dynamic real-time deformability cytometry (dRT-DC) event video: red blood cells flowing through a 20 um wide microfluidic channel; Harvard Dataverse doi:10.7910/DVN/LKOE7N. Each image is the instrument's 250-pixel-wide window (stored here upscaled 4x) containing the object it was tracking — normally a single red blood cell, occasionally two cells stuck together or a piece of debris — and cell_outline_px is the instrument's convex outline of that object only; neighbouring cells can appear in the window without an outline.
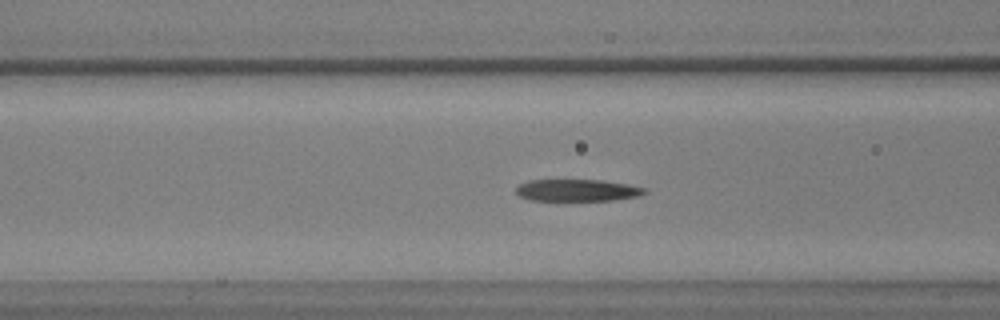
{"species": "common noctule bat (a hibernating species)", "species_latin": "Nyctalus noctula", "temperature_condition": "warm", "stored_images_in_passage": 59, "camera_frame_rate_fps": 3000, "um_per_image_px": 0.085, "animal": {"sex": "male", "body_mass_g": 17.9, "forearm_length_mm": 54.2}, "frame": {"image": 1, "passage_image": 23, "time_ms": 7.333, "image_size_px": [1000, 320], "cell_outline_px": [[648, 192], [640, 196], [612, 200], [528, 200], [520, 196], [516, 192], [516, 188], [520, 184], [528, 180], [604, 180], [628, 184], [648, 188]], "centroid_in_image_um": [49.12, 16.17], "position_along_channel_um": 117.5, "area_um2": 16.53}}
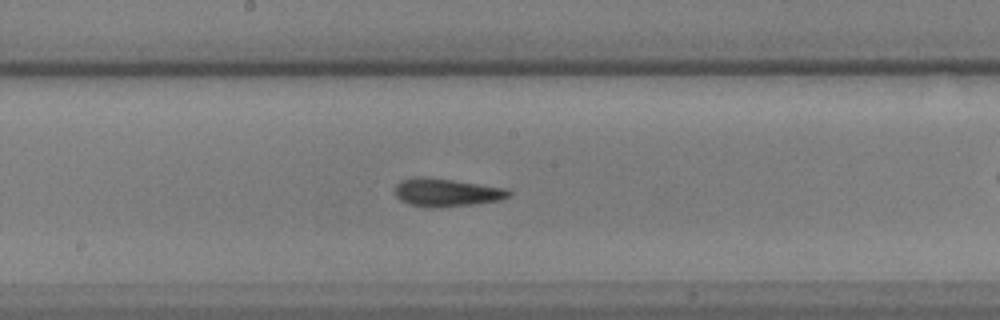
{"frame": {"image": 2, "passage_image": 31, "time_ms": 10.0, "image_size_px": [1000, 320], "cell_outline_px": [[512, 196], [500, 200], [472, 204], [440, 208], [432, 208], [408, 204], [400, 200], [396, 196], [396, 184], [400, 180], [412, 176], [428, 176], [508, 188], [512, 192]], "centroid_in_image_um": [37.96, 16.34], "position_along_channel_um": 210.2, "area_um2": 19.07}}
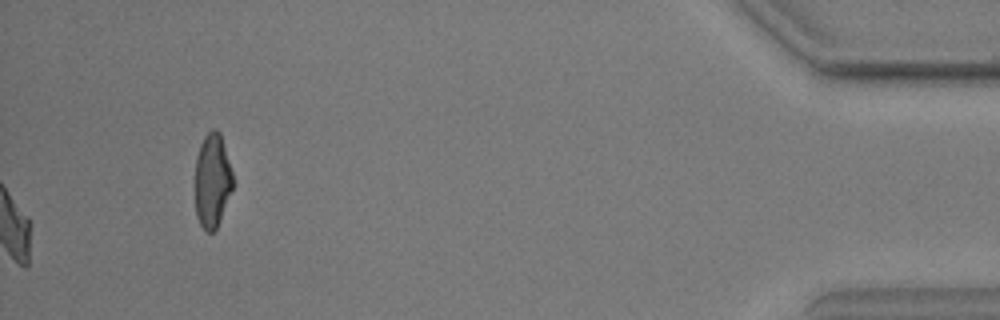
{"frame": {"image": 3, "passage_image": 59, "time_ms": 19.333, "image_size_px": [1000, 320], "cell_outline_px": [[232, 188], [220, 220], [216, 228], [212, 232], [208, 232], [200, 224], [196, 216], [196, 156], [200, 144], [204, 136], [212, 128], [216, 128], [220, 132], [232, 172]], "centroid_in_image_um": [18.04, 15.32], "position_along_channel_um": 417.2, "area_um2": 20.4}}